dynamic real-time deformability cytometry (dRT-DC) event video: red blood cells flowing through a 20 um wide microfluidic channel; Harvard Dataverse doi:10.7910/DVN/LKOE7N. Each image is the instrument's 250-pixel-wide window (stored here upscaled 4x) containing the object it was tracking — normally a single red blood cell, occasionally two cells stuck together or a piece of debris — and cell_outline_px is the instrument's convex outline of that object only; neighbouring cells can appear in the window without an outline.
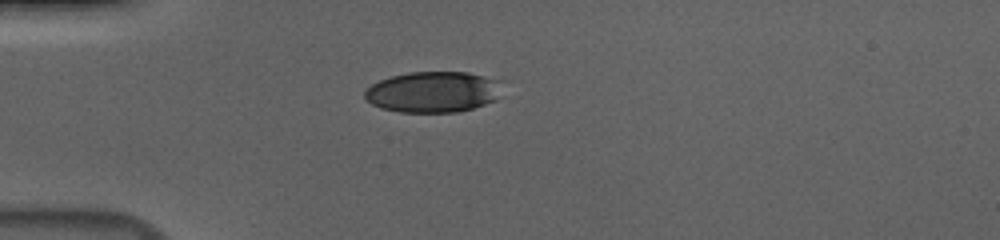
{"species": "human", "species_latin": "Homo sapiens", "temperature_condition": "cold", "stored_images_in_passage": 41, "camera_frame_rate_fps": 3000, "um_per_image_px": 0.085, "donor": {"sex": "male"}, "frame": {"image": 1, "passage_image": 1, "time_ms": 0.0, "image_size_px": [1000, 240], "cell_outline_px": [[500, 80], [496, 100], [472, 108], [456, 112], [400, 112], [380, 108], [372, 104], [364, 96], [364, 92], [372, 84], [380, 80], [392, 76], [408, 72], [468, 72]], "centroid_in_image_um": [36.78, 7.81], "position_along_channel_um": 48.2, "area_um2": 32.54}}
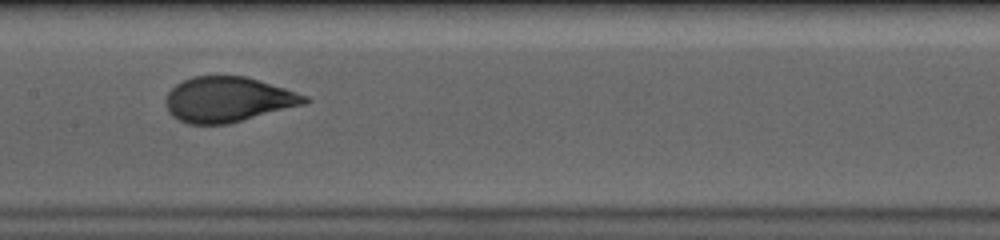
{"frame": {"image": 2, "passage_image": 14, "time_ms": 4.333, "image_size_px": [1000, 240], "cell_outline_px": [[312, 100], [304, 104], [228, 124], [188, 124], [172, 116], [168, 112], [168, 92], [176, 84], [192, 76], [244, 76], [284, 88], [308, 96]], "centroid_in_image_um": [19.39, 8.46], "position_along_channel_um": 188.0, "area_um2": 36.13}}
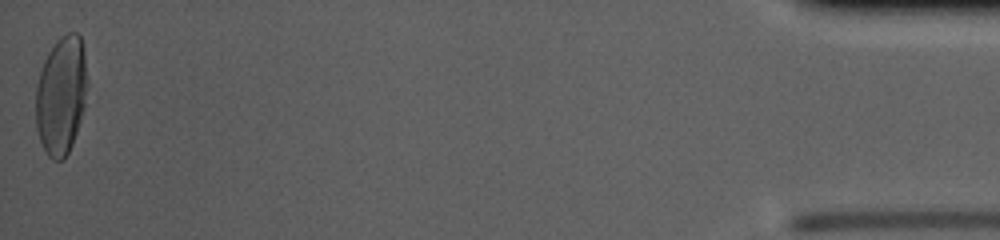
{"frame": {"image": 3, "passage_image": 41, "time_ms": 13.333, "image_size_px": [1000, 240], "cell_outline_px": [[88, 80], [84, 104], [80, 120], [72, 144], [64, 160], [52, 160], [48, 156], [40, 140], [36, 128], [36, 88], [40, 72], [44, 60], [48, 52], [56, 40], [60, 36], [68, 32], [76, 32], [80, 36], [84, 48]], "centroid_in_image_um": [5.21, 8.07], "position_along_channel_um": 430.0, "area_um2": 35.72}, "authors_computed_cell_mechanics": {"area_um2": 36.125, "velocity_mm_per_s": 3.694, "shape_relaxation_time_tau1_ms": 4.8312, "shape_relaxation_time_tau2_ms": null, "deformation_change_tau1": 0.193, "deformation_change_tau2": null}}